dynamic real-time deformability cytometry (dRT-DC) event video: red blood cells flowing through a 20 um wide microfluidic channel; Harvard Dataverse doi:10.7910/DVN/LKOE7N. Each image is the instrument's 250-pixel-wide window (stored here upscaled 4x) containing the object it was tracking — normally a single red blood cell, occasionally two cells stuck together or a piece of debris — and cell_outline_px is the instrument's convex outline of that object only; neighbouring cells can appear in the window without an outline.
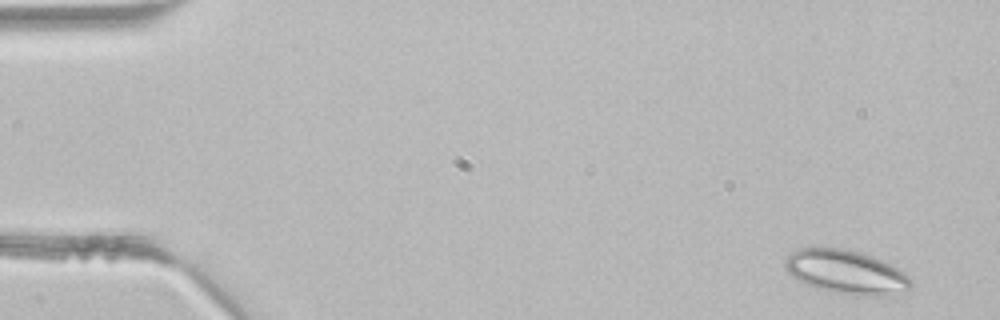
{"species": "common noctule bat (a hibernating species)", "species_latin": "Nyctalus noctula", "temperature_condition": "room temperature", "stored_images_in_passage": 5, "camera_frame_rate_fps": 3000, "um_per_image_px": 0.085, "animal": {"sex": "male", "body_mass_g": 21.5, "forearm_length_mm": 52.0}, "frame": {"image": 1, "passage_image": 1, "time_ms": 0.0, "image_size_px": [1000, 320], "cell_outline_px": [[916, 284], [904, 296], [856, 296], [816, 288], [792, 276], [784, 268], [784, 260], [792, 252], [800, 248], [840, 248], [860, 252], [872, 256], [892, 264], [904, 272]], "centroid_in_image_um": [72.05, 23.16], "position_along_channel_um": 13.0, "area_um2": 32.83}}
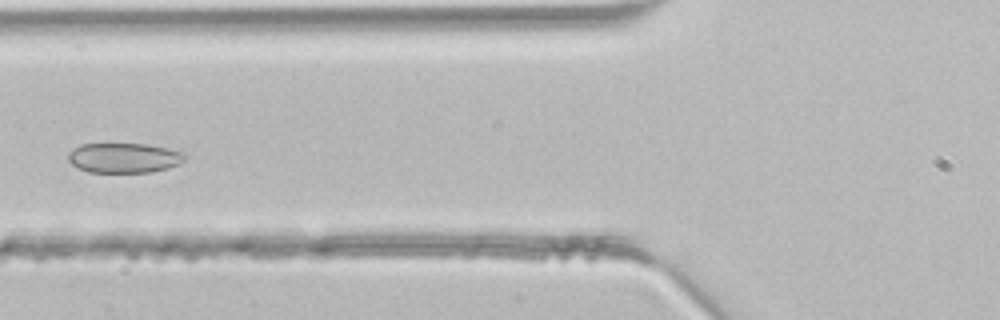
{"frame": {"image": 2, "passage_image": 5, "time_ms": 1.333, "image_size_px": [1000, 320], "cell_outline_px": [[188, 156], [180, 164], [168, 168], [152, 172], [88, 172], [72, 164], [68, 160], [68, 152], [72, 148], [80, 144], [148, 144], [168, 148], [184, 152]], "centroid_in_image_um": [10.57, 13.41], "position_along_channel_um": 115.2, "area_um2": 20.52}}